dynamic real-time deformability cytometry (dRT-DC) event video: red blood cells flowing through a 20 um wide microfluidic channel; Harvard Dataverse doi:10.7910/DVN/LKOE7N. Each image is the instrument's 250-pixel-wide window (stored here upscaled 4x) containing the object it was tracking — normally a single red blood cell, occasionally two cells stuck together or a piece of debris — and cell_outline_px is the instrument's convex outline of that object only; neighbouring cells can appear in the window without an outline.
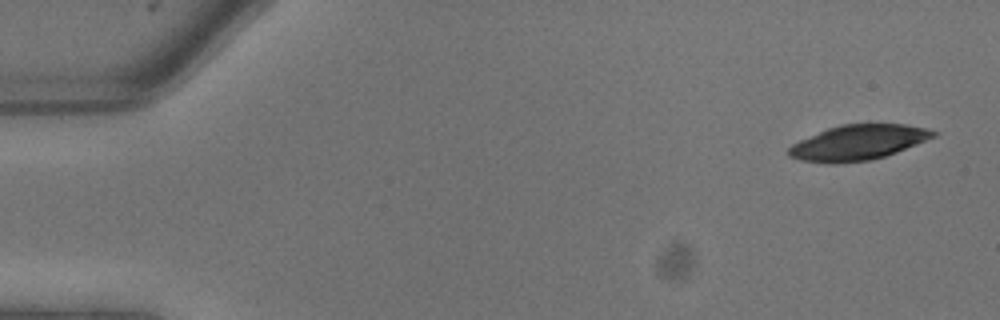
{"species": "common noctule bat (a hibernating species)", "species_latin": "Nyctalus noctula", "temperature_condition": "warm", "stored_images_in_passage": 8, "camera_frame_rate_fps": 3000, "um_per_image_px": 0.085, "animal": {"sex": "male", "body_mass_g": 13.3}, "frame": {"image": 1, "passage_image": 1, "time_ms": 0.0, "image_size_px": [1000, 320], "cell_outline_px": [[936, 136], [896, 152], [872, 160], [832, 164], [800, 160], [788, 156], [788, 148], [792, 144], [800, 140], [828, 128], [840, 124], [904, 124], [924, 128], [936, 132]], "centroid_in_image_um": [72.9, 12.12], "position_along_channel_um": 12.1, "area_um2": 29.36}}
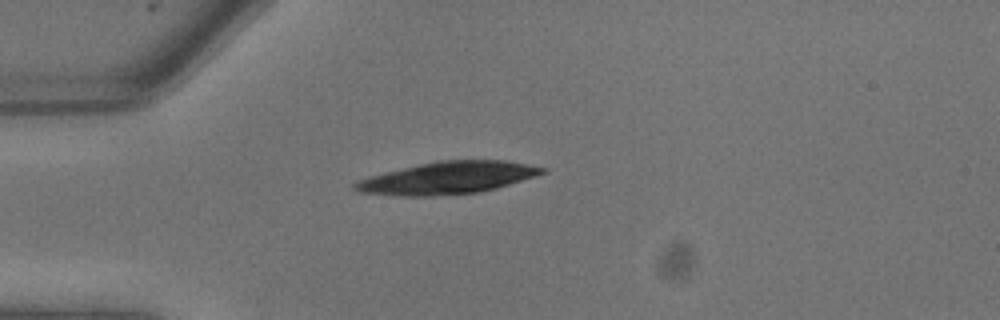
{"frame": {"image": 2, "passage_image": 6, "time_ms": 1.667, "image_size_px": [1000, 320], "cell_outline_px": [[548, 172], [536, 176], [496, 188], [480, 192], [432, 196], [400, 196], [360, 192], [352, 188], [352, 184], [356, 180], [368, 176], [420, 164], [440, 160], [504, 160], [548, 168]], "centroid_in_image_um": [38.05, 15.12], "position_along_channel_um": 47.0, "area_um2": 35.2}}